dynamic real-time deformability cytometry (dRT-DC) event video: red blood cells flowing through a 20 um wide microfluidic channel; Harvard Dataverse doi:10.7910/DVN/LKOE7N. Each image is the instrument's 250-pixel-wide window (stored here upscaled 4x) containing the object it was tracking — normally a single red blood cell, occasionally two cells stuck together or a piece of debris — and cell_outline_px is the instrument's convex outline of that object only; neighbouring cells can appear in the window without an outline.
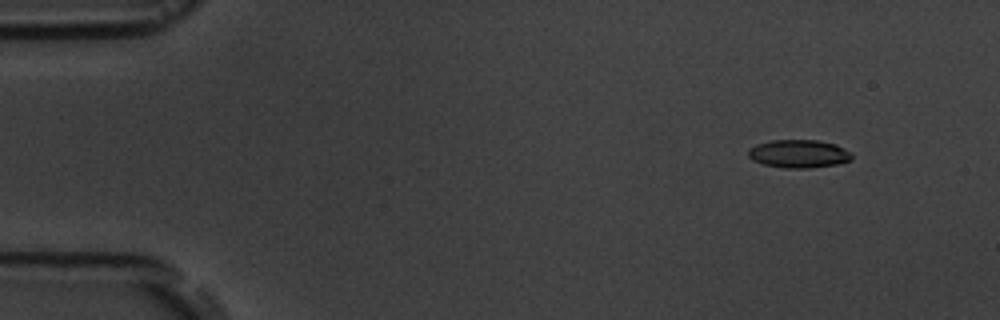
{"species": "common noctule bat (a hibernating species)", "species_latin": "Nyctalus noctula", "temperature_condition": "room temperature", "stored_images_in_passage": 8, "camera_frame_rate_fps": 3000, "um_per_image_px": 0.085, "animal": {"sex": "male", "body_mass_g": 19.5, "forearm_length_mm": 54.6}, "frame": {"image": 1, "passage_image": 1, "time_ms": 0.0, "image_size_px": [1000, 320], "cell_outline_px": [[852, 160], [840, 164], [808, 168], [788, 168], [764, 164], [752, 160], [748, 156], [748, 148], [756, 144], [772, 140], [816, 140], [836, 144], [852, 152]], "centroid_in_image_um": [67.92, 13.07], "position_along_channel_um": 17.1, "area_um2": 17.11}}
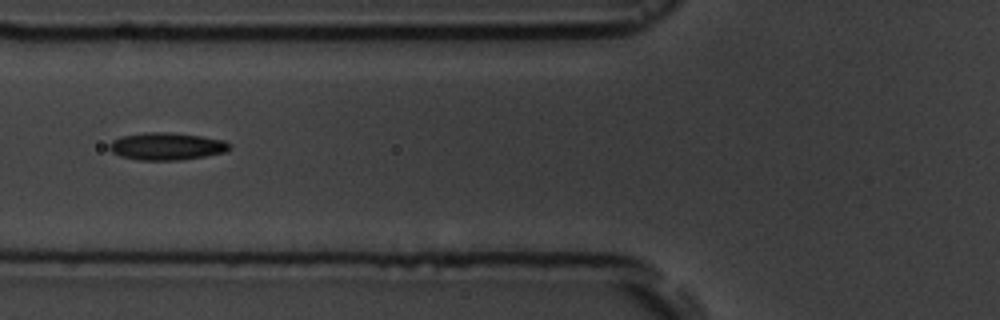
{"frame": {"image": 2, "passage_image": 5, "time_ms": 5.333, "image_size_px": [1000, 320], "cell_outline_px": [[232, 148], [224, 152], [204, 156], [180, 160], [140, 160], [120, 156], [112, 152], [108, 148], [108, 144], [112, 140], [120, 136], [144, 132], [168, 132], [200, 136], [224, 140], [232, 144]], "centroid_in_image_um": [14.14, 12.43], "position_along_channel_um": 111.7, "area_um2": 19.31}}
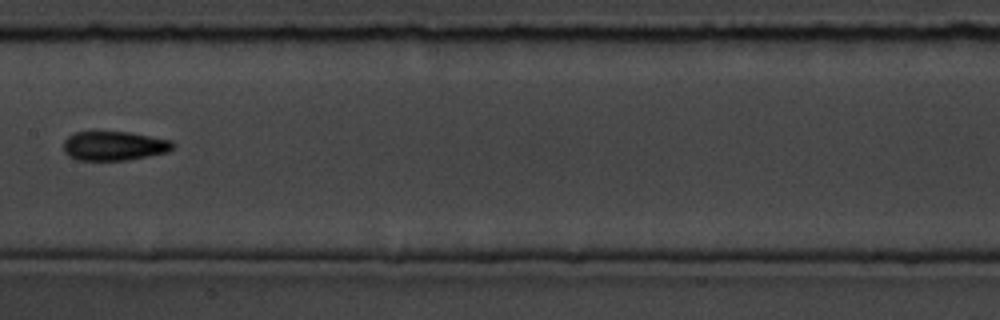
{"frame": {"image": 3, "passage_image": 7, "time_ms": 7.667, "image_size_px": [1000, 320], "cell_outline_px": [[176, 144], [168, 152], [128, 160], [76, 160], [68, 156], [64, 152], [64, 140], [72, 132], [96, 128], [132, 132], [172, 140]], "centroid_in_image_um": [9.65, 12.34], "position_along_channel_um": 197.7, "area_um2": 19.71}}